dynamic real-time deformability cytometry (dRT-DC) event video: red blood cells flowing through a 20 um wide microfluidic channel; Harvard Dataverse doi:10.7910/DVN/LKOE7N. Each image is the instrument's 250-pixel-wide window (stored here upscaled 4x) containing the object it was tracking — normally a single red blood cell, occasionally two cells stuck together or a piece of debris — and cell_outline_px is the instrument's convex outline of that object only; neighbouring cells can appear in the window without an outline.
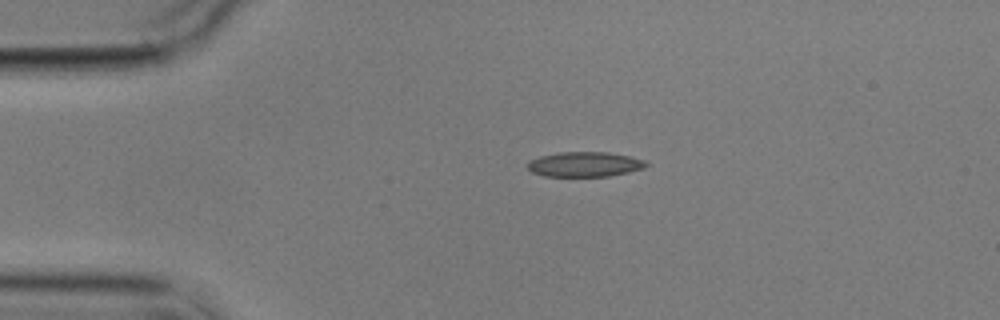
{"species": "common noctule bat (a hibernating species)", "species_latin": "Nyctalus noctula", "temperature_condition": "cold", "stored_images_in_passage": 4, "camera_frame_rate_fps": 3000, "um_per_image_px": 0.085, "animal": {"sex": "male", "body_mass_g": 17.9}, "frame": {"image": 1, "passage_image": 3, "time_ms": 2.0, "image_size_px": [1000, 320], "cell_outline_px": [[648, 164], [644, 168], [628, 172], [608, 176], [544, 176], [532, 172], [528, 168], [528, 160], [540, 156], [560, 152], [608, 152], [628, 156], [644, 160]], "centroid_in_image_um": [49.68, 13.96], "position_along_channel_um": 35.3, "area_um2": 17.11}}